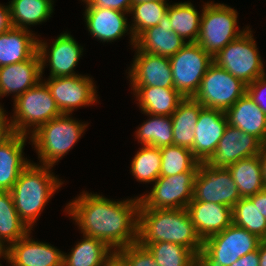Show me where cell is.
Listing matches in <instances>:
<instances>
[{
  "instance_id": "f6af8a7d",
  "label": "cell",
  "mask_w": 266,
  "mask_h": 266,
  "mask_svg": "<svg viewBox=\"0 0 266 266\" xmlns=\"http://www.w3.org/2000/svg\"><path fill=\"white\" fill-rule=\"evenodd\" d=\"M248 198L257 205L259 212L266 218V188Z\"/></svg>"
},
{
  "instance_id": "b9f144b4",
  "label": "cell",
  "mask_w": 266,
  "mask_h": 266,
  "mask_svg": "<svg viewBox=\"0 0 266 266\" xmlns=\"http://www.w3.org/2000/svg\"><path fill=\"white\" fill-rule=\"evenodd\" d=\"M5 112L0 111V146L14 134L11 121Z\"/></svg>"
},
{
  "instance_id": "4316f807",
  "label": "cell",
  "mask_w": 266,
  "mask_h": 266,
  "mask_svg": "<svg viewBox=\"0 0 266 266\" xmlns=\"http://www.w3.org/2000/svg\"><path fill=\"white\" fill-rule=\"evenodd\" d=\"M114 256L115 251L105 242L83 235L71 252L64 253L63 266H108Z\"/></svg>"
},
{
  "instance_id": "f35d334b",
  "label": "cell",
  "mask_w": 266,
  "mask_h": 266,
  "mask_svg": "<svg viewBox=\"0 0 266 266\" xmlns=\"http://www.w3.org/2000/svg\"><path fill=\"white\" fill-rule=\"evenodd\" d=\"M115 256L125 266H158L149 249L138 242L115 251Z\"/></svg>"
},
{
  "instance_id": "681fc988",
  "label": "cell",
  "mask_w": 266,
  "mask_h": 266,
  "mask_svg": "<svg viewBox=\"0 0 266 266\" xmlns=\"http://www.w3.org/2000/svg\"><path fill=\"white\" fill-rule=\"evenodd\" d=\"M114 266H125L116 256H114Z\"/></svg>"
},
{
  "instance_id": "277c9868",
  "label": "cell",
  "mask_w": 266,
  "mask_h": 266,
  "mask_svg": "<svg viewBox=\"0 0 266 266\" xmlns=\"http://www.w3.org/2000/svg\"><path fill=\"white\" fill-rule=\"evenodd\" d=\"M62 114L40 126L29 137L41 165L54 166L78 142L88 127L87 123Z\"/></svg>"
},
{
  "instance_id": "7bdbcfd3",
  "label": "cell",
  "mask_w": 266,
  "mask_h": 266,
  "mask_svg": "<svg viewBox=\"0 0 266 266\" xmlns=\"http://www.w3.org/2000/svg\"><path fill=\"white\" fill-rule=\"evenodd\" d=\"M230 266H260L258 249L240 257Z\"/></svg>"
},
{
  "instance_id": "6da1fadb",
  "label": "cell",
  "mask_w": 266,
  "mask_h": 266,
  "mask_svg": "<svg viewBox=\"0 0 266 266\" xmlns=\"http://www.w3.org/2000/svg\"><path fill=\"white\" fill-rule=\"evenodd\" d=\"M139 205V196L115 201L83 191L65 206V212L82 235L100 239L117 251L137 242Z\"/></svg>"
},
{
  "instance_id": "9a60e30c",
  "label": "cell",
  "mask_w": 266,
  "mask_h": 266,
  "mask_svg": "<svg viewBox=\"0 0 266 266\" xmlns=\"http://www.w3.org/2000/svg\"><path fill=\"white\" fill-rule=\"evenodd\" d=\"M263 146L255 136L228 124L215 152L204 163L210 168H228L243 158L259 155Z\"/></svg>"
},
{
  "instance_id": "816d5d0a",
  "label": "cell",
  "mask_w": 266,
  "mask_h": 266,
  "mask_svg": "<svg viewBox=\"0 0 266 266\" xmlns=\"http://www.w3.org/2000/svg\"><path fill=\"white\" fill-rule=\"evenodd\" d=\"M108 266H114V257L110 260Z\"/></svg>"
},
{
  "instance_id": "2e32d148",
  "label": "cell",
  "mask_w": 266,
  "mask_h": 266,
  "mask_svg": "<svg viewBox=\"0 0 266 266\" xmlns=\"http://www.w3.org/2000/svg\"><path fill=\"white\" fill-rule=\"evenodd\" d=\"M133 63L128 68L130 86L174 88L168 57L142 52L135 46Z\"/></svg>"
},
{
  "instance_id": "4fadbf2b",
  "label": "cell",
  "mask_w": 266,
  "mask_h": 266,
  "mask_svg": "<svg viewBox=\"0 0 266 266\" xmlns=\"http://www.w3.org/2000/svg\"><path fill=\"white\" fill-rule=\"evenodd\" d=\"M42 79L48 86L62 114H72L80 107L93 105L98 101L96 85L92 77L75 75Z\"/></svg>"
},
{
  "instance_id": "e575fe53",
  "label": "cell",
  "mask_w": 266,
  "mask_h": 266,
  "mask_svg": "<svg viewBox=\"0 0 266 266\" xmlns=\"http://www.w3.org/2000/svg\"><path fill=\"white\" fill-rule=\"evenodd\" d=\"M161 169L160 176H172L184 172H197L199 161L192 150L169 145L160 148Z\"/></svg>"
},
{
  "instance_id": "8fae6325",
  "label": "cell",
  "mask_w": 266,
  "mask_h": 266,
  "mask_svg": "<svg viewBox=\"0 0 266 266\" xmlns=\"http://www.w3.org/2000/svg\"><path fill=\"white\" fill-rule=\"evenodd\" d=\"M197 172H184L172 176H159L147 194L140 195L139 208L184 209L192 200L193 184Z\"/></svg>"
},
{
  "instance_id": "4dcf8cb0",
  "label": "cell",
  "mask_w": 266,
  "mask_h": 266,
  "mask_svg": "<svg viewBox=\"0 0 266 266\" xmlns=\"http://www.w3.org/2000/svg\"><path fill=\"white\" fill-rule=\"evenodd\" d=\"M167 13L172 31L187 43H196L202 14L189 1L169 4ZM188 39V40H187Z\"/></svg>"
},
{
  "instance_id": "ee69618b",
  "label": "cell",
  "mask_w": 266,
  "mask_h": 266,
  "mask_svg": "<svg viewBox=\"0 0 266 266\" xmlns=\"http://www.w3.org/2000/svg\"><path fill=\"white\" fill-rule=\"evenodd\" d=\"M9 5L0 4V34L12 28Z\"/></svg>"
},
{
  "instance_id": "ab89813d",
  "label": "cell",
  "mask_w": 266,
  "mask_h": 266,
  "mask_svg": "<svg viewBox=\"0 0 266 266\" xmlns=\"http://www.w3.org/2000/svg\"><path fill=\"white\" fill-rule=\"evenodd\" d=\"M246 93L266 115V74L248 84Z\"/></svg>"
},
{
  "instance_id": "bcb514c9",
  "label": "cell",
  "mask_w": 266,
  "mask_h": 266,
  "mask_svg": "<svg viewBox=\"0 0 266 266\" xmlns=\"http://www.w3.org/2000/svg\"><path fill=\"white\" fill-rule=\"evenodd\" d=\"M259 158L261 163L263 183L266 188V145L263 146L261 152L259 153Z\"/></svg>"
},
{
  "instance_id": "7402d4cb",
  "label": "cell",
  "mask_w": 266,
  "mask_h": 266,
  "mask_svg": "<svg viewBox=\"0 0 266 266\" xmlns=\"http://www.w3.org/2000/svg\"><path fill=\"white\" fill-rule=\"evenodd\" d=\"M187 42L172 31L170 18L166 13L158 25L143 31L135 39V47L142 52L170 58Z\"/></svg>"
},
{
  "instance_id": "d4e9b609",
  "label": "cell",
  "mask_w": 266,
  "mask_h": 266,
  "mask_svg": "<svg viewBox=\"0 0 266 266\" xmlns=\"http://www.w3.org/2000/svg\"><path fill=\"white\" fill-rule=\"evenodd\" d=\"M144 114L171 116L184 97L175 88L131 86Z\"/></svg>"
},
{
  "instance_id": "e0dca14e",
  "label": "cell",
  "mask_w": 266,
  "mask_h": 266,
  "mask_svg": "<svg viewBox=\"0 0 266 266\" xmlns=\"http://www.w3.org/2000/svg\"><path fill=\"white\" fill-rule=\"evenodd\" d=\"M84 11L87 30L93 38L111 43L128 33L131 45H135V38L127 22L126 14L129 13L108 8H85Z\"/></svg>"
},
{
  "instance_id": "f546056e",
  "label": "cell",
  "mask_w": 266,
  "mask_h": 266,
  "mask_svg": "<svg viewBox=\"0 0 266 266\" xmlns=\"http://www.w3.org/2000/svg\"><path fill=\"white\" fill-rule=\"evenodd\" d=\"M241 198L265 189L259 155L243 158L228 167Z\"/></svg>"
},
{
  "instance_id": "cb8c5ba5",
  "label": "cell",
  "mask_w": 266,
  "mask_h": 266,
  "mask_svg": "<svg viewBox=\"0 0 266 266\" xmlns=\"http://www.w3.org/2000/svg\"><path fill=\"white\" fill-rule=\"evenodd\" d=\"M225 113L230 126L255 136L266 145V115L247 93Z\"/></svg>"
},
{
  "instance_id": "836d02e7",
  "label": "cell",
  "mask_w": 266,
  "mask_h": 266,
  "mask_svg": "<svg viewBox=\"0 0 266 266\" xmlns=\"http://www.w3.org/2000/svg\"><path fill=\"white\" fill-rule=\"evenodd\" d=\"M139 244L149 249L158 266H199V257L182 245L171 242Z\"/></svg>"
},
{
  "instance_id": "30bf717a",
  "label": "cell",
  "mask_w": 266,
  "mask_h": 266,
  "mask_svg": "<svg viewBox=\"0 0 266 266\" xmlns=\"http://www.w3.org/2000/svg\"><path fill=\"white\" fill-rule=\"evenodd\" d=\"M169 61L174 88L184 98H192L208 67L213 63V57L198 43H186Z\"/></svg>"
},
{
  "instance_id": "ffe728a7",
  "label": "cell",
  "mask_w": 266,
  "mask_h": 266,
  "mask_svg": "<svg viewBox=\"0 0 266 266\" xmlns=\"http://www.w3.org/2000/svg\"><path fill=\"white\" fill-rule=\"evenodd\" d=\"M41 63L38 52L30 59L0 67V93L14 95V100L42 80Z\"/></svg>"
},
{
  "instance_id": "d6986e66",
  "label": "cell",
  "mask_w": 266,
  "mask_h": 266,
  "mask_svg": "<svg viewBox=\"0 0 266 266\" xmlns=\"http://www.w3.org/2000/svg\"><path fill=\"white\" fill-rule=\"evenodd\" d=\"M228 125L224 111L203 108L198 116L192 152L199 162H205L215 152Z\"/></svg>"
},
{
  "instance_id": "8992f818",
  "label": "cell",
  "mask_w": 266,
  "mask_h": 266,
  "mask_svg": "<svg viewBox=\"0 0 266 266\" xmlns=\"http://www.w3.org/2000/svg\"><path fill=\"white\" fill-rule=\"evenodd\" d=\"M263 240L233 223L203 241L199 266H230L240 257L258 249Z\"/></svg>"
},
{
  "instance_id": "3957f363",
  "label": "cell",
  "mask_w": 266,
  "mask_h": 266,
  "mask_svg": "<svg viewBox=\"0 0 266 266\" xmlns=\"http://www.w3.org/2000/svg\"><path fill=\"white\" fill-rule=\"evenodd\" d=\"M52 166L30 163L10 190L15 209L26 226L33 230L48 200L64 182L55 176Z\"/></svg>"
},
{
  "instance_id": "484cf974",
  "label": "cell",
  "mask_w": 266,
  "mask_h": 266,
  "mask_svg": "<svg viewBox=\"0 0 266 266\" xmlns=\"http://www.w3.org/2000/svg\"><path fill=\"white\" fill-rule=\"evenodd\" d=\"M32 32L12 27L0 34V67L26 61L37 52L38 37Z\"/></svg>"
},
{
  "instance_id": "1f68e13d",
  "label": "cell",
  "mask_w": 266,
  "mask_h": 266,
  "mask_svg": "<svg viewBox=\"0 0 266 266\" xmlns=\"http://www.w3.org/2000/svg\"><path fill=\"white\" fill-rule=\"evenodd\" d=\"M29 231L15 209L10 191H0V246L8 247Z\"/></svg>"
},
{
  "instance_id": "ac0fdd59",
  "label": "cell",
  "mask_w": 266,
  "mask_h": 266,
  "mask_svg": "<svg viewBox=\"0 0 266 266\" xmlns=\"http://www.w3.org/2000/svg\"><path fill=\"white\" fill-rule=\"evenodd\" d=\"M31 232L7 247L9 266H63L64 252L49 243L35 241Z\"/></svg>"
},
{
  "instance_id": "7c38bea8",
  "label": "cell",
  "mask_w": 266,
  "mask_h": 266,
  "mask_svg": "<svg viewBox=\"0 0 266 266\" xmlns=\"http://www.w3.org/2000/svg\"><path fill=\"white\" fill-rule=\"evenodd\" d=\"M239 199L241 197L228 168H210L204 162L198 163L192 200L224 204L233 208Z\"/></svg>"
},
{
  "instance_id": "d6a6232c",
  "label": "cell",
  "mask_w": 266,
  "mask_h": 266,
  "mask_svg": "<svg viewBox=\"0 0 266 266\" xmlns=\"http://www.w3.org/2000/svg\"><path fill=\"white\" fill-rule=\"evenodd\" d=\"M149 117L135 131L141 145L161 148L173 145V125L171 116L145 114Z\"/></svg>"
},
{
  "instance_id": "f1b7e54d",
  "label": "cell",
  "mask_w": 266,
  "mask_h": 266,
  "mask_svg": "<svg viewBox=\"0 0 266 266\" xmlns=\"http://www.w3.org/2000/svg\"><path fill=\"white\" fill-rule=\"evenodd\" d=\"M54 0H10L11 23L14 28L29 29L51 17Z\"/></svg>"
},
{
  "instance_id": "603a6c76",
  "label": "cell",
  "mask_w": 266,
  "mask_h": 266,
  "mask_svg": "<svg viewBox=\"0 0 266 266\" xmlns=\"http://www.w3.org/2000/svg\"><path fill=\"white\" fill-rule=\"evenodd\" d=\"M28 138L14 133L0 146V191H10L20 173L31 163L23 155Z\"/></svg>"
},
{
  "instance_id": "7dc6e473",
  "label": "cell",
  "mask_w": 266,
  "mask_h": 266,
  "mask_svg": "<svg viewBox=\"0 0 266 266\" xmlns=\"http://www.w3.org/2000/svg\"><path fill=\"white\" fill-rule=\"evenodd\" d=\"M260 266H266V240H263L258 247Z\"/></svg>"
},
{
  "instance_id": "44dd1931",
  "label": "cell",
  "mask_w": 266,
  "mask_h": 266,
  "mask_svg": "<svg viewBox=\"0 0 266 266\" xmlns=\"http://www.w3.org/2000/svg\"><path fill=\"white\" fill-rule=\"evenodd\" d=\"M187 210L202 241L233 223L232 208L224 204L191 200Z\"/></svg>"
},
{
  "instance_id": "83f0119b",
  "label": "cell",
  "mask_w": 266,
  "mask_h": 266,
  "mask_svg": "<svg viewBox=\"0 0 266 266\" xmlns=\"http://www.w3.org/2000/svg\"><path fill=\"white\" fill-rule=\"evenodd\" d=\"M204 107L193 98H184L171 115L173 125V145L192 150L194 131L200 111Z\"/></svg>"
},
{
  "instance_id": "52a82bcc",
  "label": "cell",
  "mask_w": 266,
  "mask_h": 266,
  "mask_svg": "<svg viewBox=\"0 0 266 266\" xmlns=\"http://www.w3.org/2000/svg\"><path fill=\"white\" fill-rule=\"evenodd\" d=\"M200 32L196 43L212 57L243 34L237 26L238 12L224 3H203Z\"/></svg>"
},
{
  "instance_id": "ba28073f",
  "label": "cell",
  "mask_w": 266,
  "mask_h": 266,
  "mask_svg": "<svg viewBox=\"0 0 266 266\" xmlns=\"http://www.w3.org/2000/svg\"><path fill=\"white\" fill-rule=\"evenodd\" d=\"M213 62L247 85L266 74L250 27L214 55Z\"/></svg>"
},
{
  "instance_id": "74e56055",
  "label": "cell",
  "mask_w": 266,
  "mask_h": 266,
  "mask_svg": "<svg viewBox=\"0 0 266 266\" xmlns=\"http://www.w3.org/2000/svg\"><path fill=\"white\" fill-rule=\"evenodd\" d=\"M233 224L266 240V218L249 198L239 199L232 208Z\"/></svg>"
},
{
  "instance_id": "60d3db41",
  "label": "cell",
  "mask_w": 266,
  "mask_h": 266,
  "mask_svg": "<svg viewBox=\"0 0 266 266\" xmlns=\"http://www.w3.org/2000/svg\"><path fill=\"white\" fill-rule=\"evenodd\" d=\"M85 8H108L125 13H130L133 1L132 0H82Z\"/></svg>"
},
{
  "instance_id": "8d00e7d4",
  "label": "cell",
  "mask_w": 266,
  "mask_h": 266,
  "mask_svg": "<svg viewBox=\"0 0 266 266\" xmlns=\"http://www.w3.org/2000/svg\"><path fill=\"white\" fill-rule=\"evenodd\" d=\"M169 4L167 1H149L132 4L130 16L133 17L130 26L136 39L143 31L156 26L167 13Z\"/></svg>"
},
{
  "instance_id": "f5cc1de1",
  "label": "cell",
  "mask_w": 266,
  "mask_h": 266,
  "mask_svg": "<svg viewBox=\"0 0 266 266\" xmlns=\"http://www.w3.org/2000/svg\"><path fill=\"white\" fill-rule=\"evenodd\" d=\"M2 97L1 93H0V98ZM0 111H5L4 108L1 106L0 104Z\"/></svg>"
},
{
  "instance_id": "7a4b0ae2",
  "label": "cell",
  "mask_w": 266,
  "mask_h": 266,
  "mask_svg": "<svg viewBox=\"0 0 266 266\" xmlns=\"http://www.w3.org/2000/svg\"><path fill=\"white\" fill-rule=\"evenodd\" d=\"M137 242H171L192 250L198 257L203 246L187 208H139Z\"/></svg>"
},
{
  "instance_id": "5bb4252c",
  "label": "cell",
  "mask_w": 266,
  "mask_h": 266,
  "mask_svg": "<svg viewBox=\"0 0 266 266\" xmlns=\"http://www.w3.org/2000/svg\"><path fill=\"white\" fill-rule=\"evenodd\" d=\"M83 46L72 37L70 33L60 34L49 47L47 42L37 41V52L40 57L41 71L49 63L51 77H71L78 75L74 70L83 53ZM46 65V66H45Z\"/></svg>"
},
{
  "instance_id": "d590c367",
  "label": "cell",
  "mask_w": 266,
  "mask_h": 266,
  "mask_svg": "<svg viewBox=\"0 0 266 266\" xmlns=\"http://www.w3.org/2000/svg\"><path fill=\"white\" fill-rule=\"evenodd\" d=\"M161 153L160 148L142 145L133 157L130 172L138 182H155L160 176Z\"/></svg>"
},
{
  "instance_id": "5b68a950",
  "label": "cell",
  "mask_w": 266,
  "mask_h": 266,
  "mask_svg": "<svg viewBox=\"0 0 266 266\" xmlns=\"http://www.w3.org/2000/svg\"><path fill=\"white\" fill-rule=\"evenodd\" d=\"M13 104L14 113L10 117L13 132L26 136H30L44 123L62 115L43 80L19 95Z\"/></svg>"
},
{
  "instance_id": "c3c4849f",
  "label": "cell",
  "mask_w": 266,
  "mask_h": 266,
  "mask_svg": "<svg viewBox=\"0 0 266 266\" xmlns=\"http://www.w3.org/2000/svg\"><path fill=\"white\" fill-rule=\"evenodd\" d=\"M2 257L7 261L6 263H8V265L11 264L7 247L0 246V258ZM0 266H2L1 262H0Z\"/></svg>"
},
{
  "instance_id": "9c48e42d",
  "label": "cell",
  "mask_w": 266,
  "mask_h": 266,
  "mask_svg": "<svg viewBox=\"0 0 266 266\" xmlns=\"http://www.w3.org/2000/svg\"><path fill=\"white\" fill-rule=\"evenodd\" d=\"M247 92V84L214 62L208 67L198 91L192 97L204 108L226 112Z\"/></svg>"
},
{
  "instance_id": "f907efd6",
  "label": "cell",
  "mask_w": 266,
  "mask_h": 266,
  "mask_svg": "<svg viewBox=\"0 0 266 266\" xmlns=\"http://www.w3.org/2000/svg\"><path fill=\"white\" fill-rule=\"evenodd\" d=\"M133 4L140 2H149V1H167V0H132Z\"/></svg>"
}]
</instances>
